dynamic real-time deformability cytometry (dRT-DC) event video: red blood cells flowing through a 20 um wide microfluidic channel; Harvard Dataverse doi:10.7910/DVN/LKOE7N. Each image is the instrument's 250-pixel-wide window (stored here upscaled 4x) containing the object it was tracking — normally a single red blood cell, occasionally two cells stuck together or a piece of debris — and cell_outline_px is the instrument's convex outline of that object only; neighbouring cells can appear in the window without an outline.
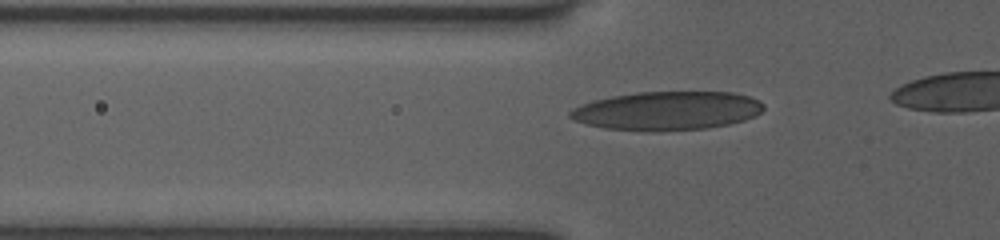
{"species": "human", "species_latin": "Homo sapiens", "temperature_condition": "room temperature", "stored_images_in_passage": 32, "camera_frame_rate_fps": 3000, "um_per_image_px": 0.085, "donor": {"sex": "female"}, "frame": {"image": 1, "passage_image": 4, "time_ms": 1.0, "image_size_px": [1000, 240], "cell_outline_px": [[764, 108], [760, 112], [744, 120], [728, 124], [708, 128], [652, 132], [648, 132], [604, 128], [572, 120], [568, 116], [568, 112], [572, 108], [580, 104], [592, 100], [612, 96], [636, 92], [732, 92], [748, 96], [760, 100], [764, 104]], "centroid_in_image_um": [56.66, 9.42], "position_along_channel_um": 69.1, "area_um2": 43.99}}
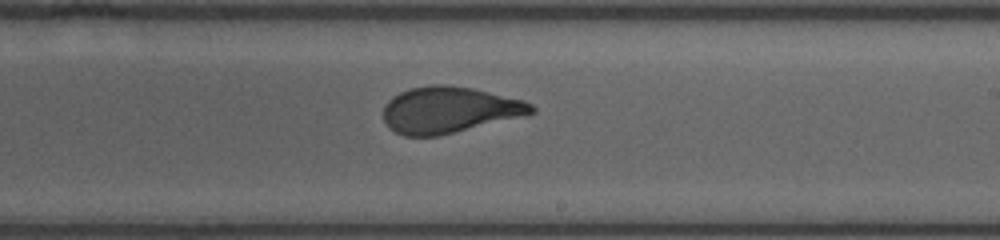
{"frame": {"image": 2, "passage_image": 18, "time_ms": 5.667, "image_size_px": [1000, 240], "cell_outline_px": [[536, 112], [440, 136], [404, 136], [388, 128], [384, 120], [384, 104], [392, 96], [400, 92], [412, 88], [432, 84], [448, 84], [472, 88], [524, 100], [532, 104], [536, 108]], "centroid_in_image_um": [38.15, 9.33], "position_along_channel_um": 250.9, "area_um2": 39.88}}
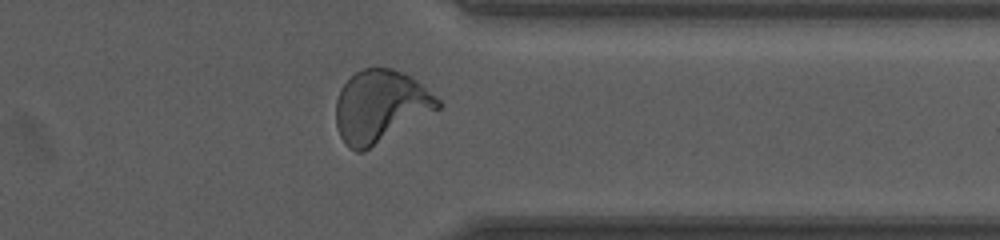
{"frame": {"image": 3, "passage_image": 28, "time_ms": 9.0, "image_size_px": [1000, 240], "cell_outline_px": [[440, 108], [364, 152], [356, 152], [348, 148], [344, 144], [340, 136], [336, 124], [336, 100], [340, 88], [356, 72], [364, 68], [392, 68], [404, 72], [412, 76], [440, 100]], "centroid_in_image_um": [32.31, 9.05], "position_along_channel_um": 379.1, "area_um2": 42.95}}